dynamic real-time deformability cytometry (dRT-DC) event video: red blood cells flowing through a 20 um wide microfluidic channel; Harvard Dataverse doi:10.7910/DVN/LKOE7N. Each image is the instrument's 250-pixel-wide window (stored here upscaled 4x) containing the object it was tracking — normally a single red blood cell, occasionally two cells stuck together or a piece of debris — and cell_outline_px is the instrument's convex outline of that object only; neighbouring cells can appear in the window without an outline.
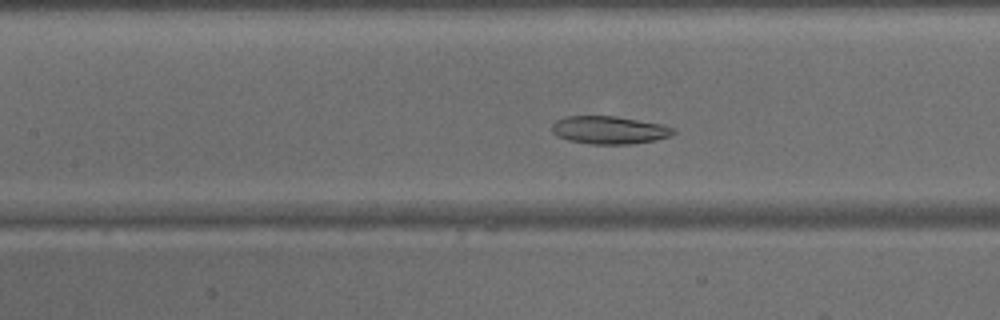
{"species": "common noctule bat (a hibernating species)", "species_latin": "Nyctalus noctula", "temperature_condition": "warm", "stored_images_in_passage": 49, "camera_frame_rate_fps": 3000, "um_per_image_px": 0.085, "animal": {"sex": "male", "body_mass_g": 15.6}, "frame": {"image": 1, "passage_image": 22, "time_ms": 7.0, "image_size_px": [1000, 320], "cell_outline_px": [[676, 132], [668, 136], [652, 140], [632, 144], [592, 144], [568, 140], [552, 132], [552, 124], [556, 120], [564, 116], [616, 116], [664, 124], [676, 128]], "centroid_in_image_um": [51.8, 11.04], "position_along_channel_um": 155.6, "area_um2": 19.71}}
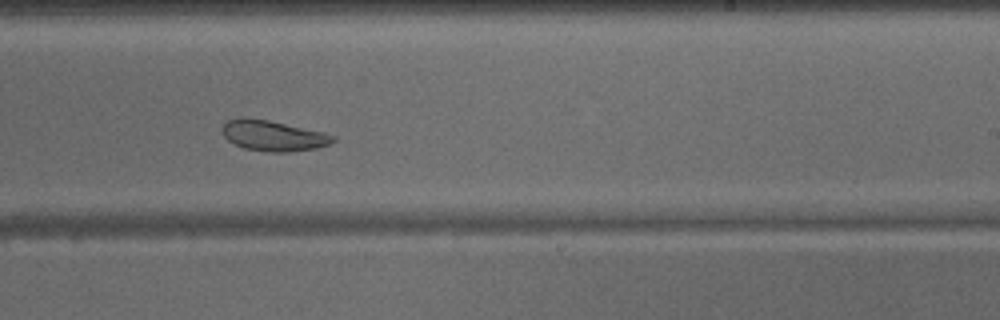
{"frame": {"image": 2, "passage_image": 30, "time_ms": 9.667, "image_size_px": [1000, 320], "cell_outline_px": [[336, 140], [332, 144], [316, 148], [284, 152], [268, 152], [244, 148], [228, 140], [224, 136], [224, 124], [228, 120], [244, 116], [268, 120], [324, 132], [336, 136]], "centroid_in_image_um": [23.27, 11.53], "position_along_channel_um": 265.7, "area_um2": 19.65}}
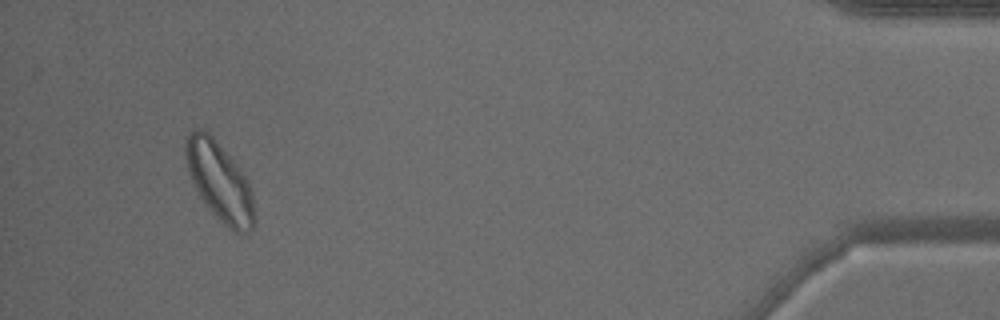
{"frame": {"image": 3, "passage_image": 46, "time_ms": 15.0, "image_size_px": [1000, 320], "cell_outline_px": [[256, 220], [252, 228], [248, 232], [240, 236], [232, 232], [212, 212], [200, 196], [192, 180], [188, 168], [184, 152], [184, 144], [188, 132], [192, 128], [200, 128], [208, 132], [216, 140], [240, 168], [248, 180], [252, 192], [256, 216]], "centroid_in_image_um": [18.69, 15.44], "position_along_channel_um": 416.5, "area_um2": 31.91}}